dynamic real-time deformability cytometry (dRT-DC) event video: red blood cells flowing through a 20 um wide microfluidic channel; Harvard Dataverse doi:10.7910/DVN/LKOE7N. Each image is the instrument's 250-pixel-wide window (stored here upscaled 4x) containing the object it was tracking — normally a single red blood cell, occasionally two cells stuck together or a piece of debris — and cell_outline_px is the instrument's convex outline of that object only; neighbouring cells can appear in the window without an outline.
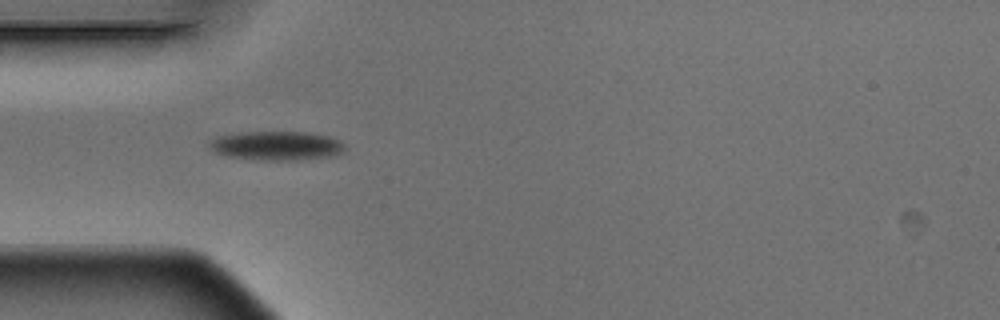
{"species": "Egyptian fruit bat (a non-hibernating species)", "species_latin": "Rousettus aegyptiacus", "temperature_condition": "warm", "stored_images_in_passage": 6, "camera_frame_rate_fps": 3000, "um_per_image_px": 0.085, "animal": {"sex": "male"}, "frame": {"image": 1, "passage_image": 5, "time_ms": 1.333, "image_size_px": [1000, 320], "cell_outline_px": [[344, 152], [336, 156], [296, 160], [268, 160], [224, 156], [212, 152], [208, 148], [208, 144], [212, 140], [220, 136], [240, 132], [308, 132], [328, 136], [340, 140], [344, 144]], "centroid_in_image_um": [23.52, 12.39], "position_along_channel_um": 61.5, "area_um2": 23.12}}
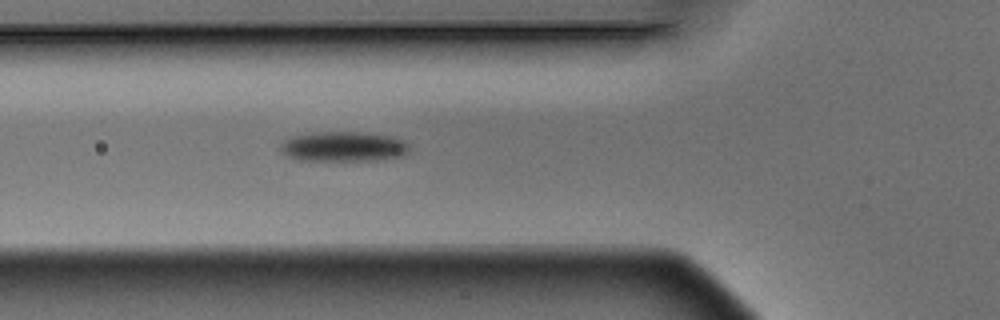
{"frame": {"image": 2, "passage_image": 6, "time_ms": 1.667, "image_size_px": [1000, 320], "cell_outline_px": [[408, 152], [400, 156], [376, 160], [300, 160], [288, 156], [280, 152], [280, 144], [284, 140], [292, 136], [312, 132], [356, 132], [392, 136], [404, 140], [408, 144]], "centroid_in_image_um": [29.16, 12.45], "position_along_channel_um": 96.6, "area_um2": 22.43}}